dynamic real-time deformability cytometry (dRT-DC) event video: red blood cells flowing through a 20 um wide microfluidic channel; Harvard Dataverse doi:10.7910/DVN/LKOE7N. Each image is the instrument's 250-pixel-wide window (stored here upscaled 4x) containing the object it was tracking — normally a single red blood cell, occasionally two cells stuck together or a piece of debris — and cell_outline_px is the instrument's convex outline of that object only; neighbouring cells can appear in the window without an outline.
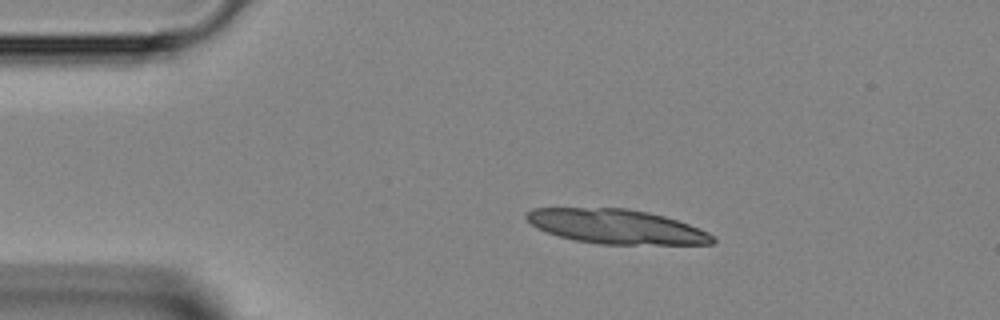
{"species": "Egyptian fruit bat (a non-hibernating species)", "species_latin": "Rousettus aegyptiacus", "temperature_condition": "room temperature", "stored_images_in_passage": 37, "camera_frame_rate_fps": 3000, "um_per_image_px": 0.085, "animal": {"sex": "female"}, "frame": {"image": 1, "passage_image": 1, "time_ms": 0.0, "image_size_px": [1000, 320], "cell_outline_px": [[716, 240], [712, 244], [600, 244], [576, 240], [560, 236], [548, 232], [532, 224], [524, 216], [532, 208], [628, 208], [648, 212], [664, 216], [700, 228], [708, 232]], "centroid_in_image_um": [52.42, 19.25], "position_along_channel_um": 32.6, "area_um2": 36.99}}
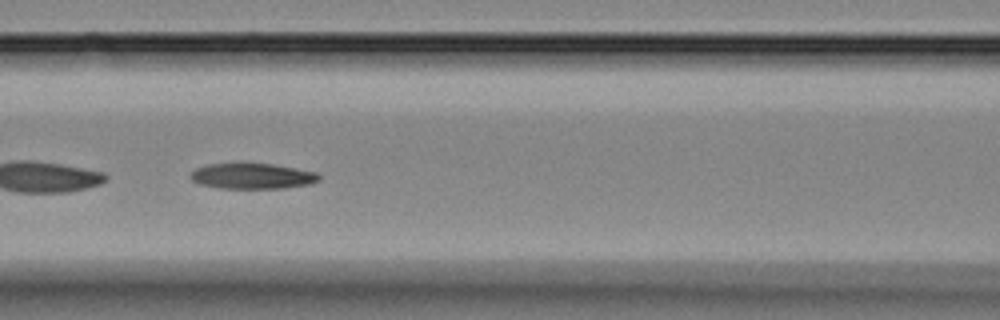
{"frame": {"image": 2, "passage_image": 12, "time_ms": 3.667, "image_size_px": [1000, 320], "cell_outline_px": [[320, 180], [312, 184], [284, 188], [220, 188], [200, 184], [192, 180], [188, 176], [196, 168], [208, 164], [272, 164], [316, 172], [320, 176]], "centroid_in_image_um": [21.46, 14.98], "position_along_channel_um": 145.1, "area_um2": 19.02}}
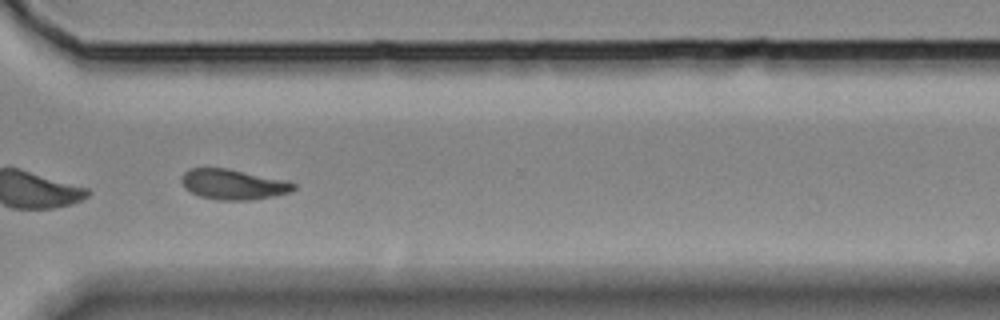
{"frame": {"image": 3, "passage_image": 26, "time_ms": 8.333, "image_size_px": [1000, 320], "cell_outline_px": [[296, 188], [288, 192], [272, 196], [252, 200], [216, 200], [200, 196], [184, 188], [180, 180], [180, 176], [188, 168], [228, 168], [288, 180], [296, 184]], "centroid_in_image_um": [19.8, 15.66], "position_along_channel_um": 350.8, "area_um2": 20.0}}